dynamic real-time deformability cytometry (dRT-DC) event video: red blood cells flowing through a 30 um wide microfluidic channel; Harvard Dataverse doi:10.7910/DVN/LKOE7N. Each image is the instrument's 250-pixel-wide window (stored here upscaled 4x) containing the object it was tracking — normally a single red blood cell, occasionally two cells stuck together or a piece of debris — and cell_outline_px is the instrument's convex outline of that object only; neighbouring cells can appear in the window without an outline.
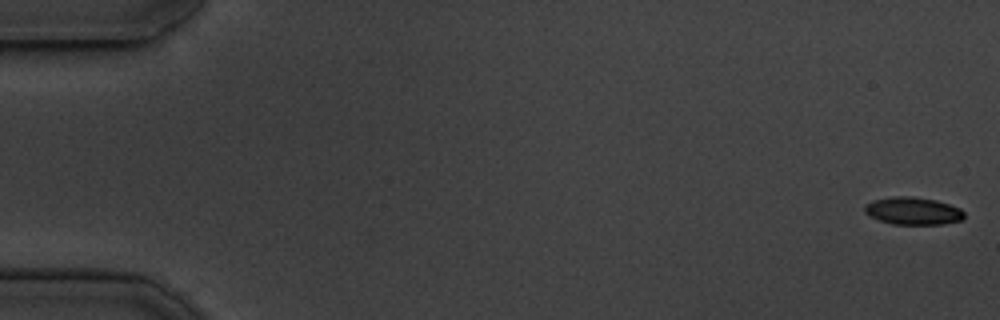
{"species": "common noctule bat (a hibernating species)", "species_latin": "Nyctalus noctula", "temperature_condition": "cold", "stored_images_in_passage": 55, "camera_frame_rate_fps": 3000, "um_per_image_px": 0.085, "animal": {"sex": "male", "body_mass_g": 19.5, "forearm_length_mm": 54.6}, "frame": {"image": 1, "passage_image": 1, "time_ms": 0.0, "image_size_px": [1000, 320], "cell_outline_px": [[964, 216], [960, 220], [944, 224], [892, 224], [868, 216], [864, 212], [864, 204], [872, 200], [892, 196], [912, 196], [936, 200], [960, 208], [964, 212]], "centroid_in_image_um": [77.56, 17.92], "position_along_channel_um": 7.4, "area_um2": 16.07}}
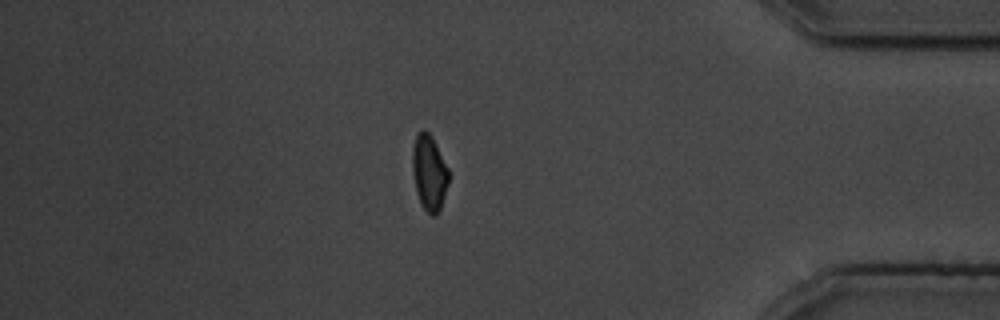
{"frame": {"image": 2, "passage_image": 47, "time_ms": 15.333, "image_size_px": [1000, 320], "cell_outline_px": [[448, 184], [440, 212], [436, 216], [432, 216], [420, 204], [416, 192], [412, 172], [412, 148], [416, 136], [420, 128], [424, 128], [432, 136], [448, 168]], "centroid_in_image_um": [36.47, 14.68], "position_along_channel_um": 398.7, "area_um2": 16.24}}
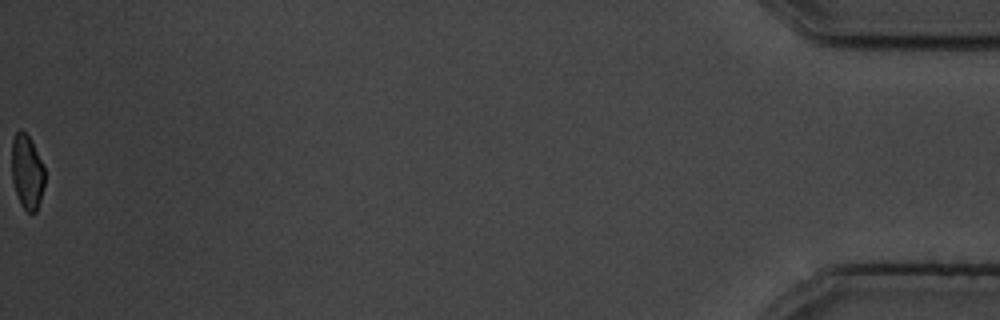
{"frame": {"image": 3, "passage_image": 55, "time_ms": 18.0, "image_size_px": [1000, 320], "cell_outline_px": [[44, 184], [40, 200], [36, 212], [28, 212], [20, 204], [12, 180], [12, 140], [16, 132], [20, 128], [32, 140], [44, 164]], "centroid_in_image_um": [2.3, 14.58], "position_along_channel_um": 432.9, "area_um2": 14.39}, "authors_computed_cell_mechanics": {"area_um2": 16.4152, "velocity_mm_per_s": 3.7149, "shape_relaxation_time_tau1_ms": 2.3534, "shape_relaxation_time_tau2_ms": 2.931, "deformation_change_tau1": 0.0952, "deformation_change_tau2": 0.0757}}